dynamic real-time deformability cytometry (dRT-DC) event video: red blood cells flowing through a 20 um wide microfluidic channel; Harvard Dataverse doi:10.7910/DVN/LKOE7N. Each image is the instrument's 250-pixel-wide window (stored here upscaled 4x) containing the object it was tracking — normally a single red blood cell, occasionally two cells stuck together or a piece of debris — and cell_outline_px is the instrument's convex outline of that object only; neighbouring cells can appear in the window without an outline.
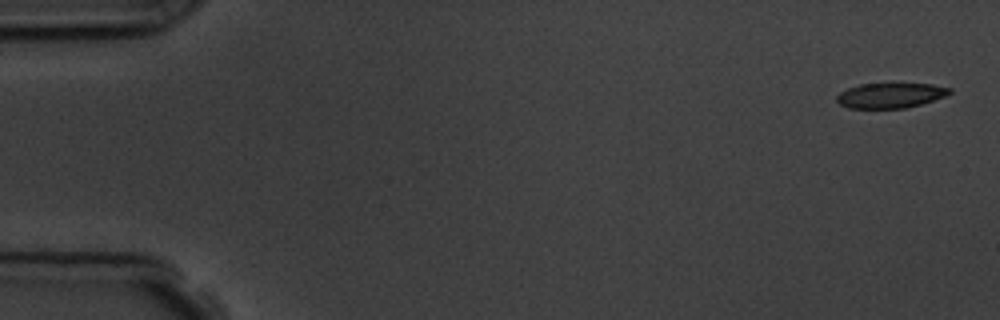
{"species": "common noctule bat (a hibernating species)", "species_latin": "Nyctalus noctula", "temperature_condition": "room temperature", "stored_images_in_passage": 5, "camera_frame_rate_fps": 3000, "um_per_image_px": 0.085, "animal": {"sex": "male", "body_mass_g": 19.5, "forearm_length_mm": 54.6}, "frame": {"image": 1, "passage_image": 1, "time_ms": 0.0, "image_size_px": [1000, 320], "cell_outline_px": [[952, 92], [944, 96], [920, 104], [904, 108], [848, 108], [840, 104], [836, 100], [836, 96], [840, 92], [848, 88], [860, 84], [932, 84], [952, 88]], "centroid_in_image_um": [75.67, 8.11], "position_along_channel_um": 9.3, "area_um2": 16.3}}
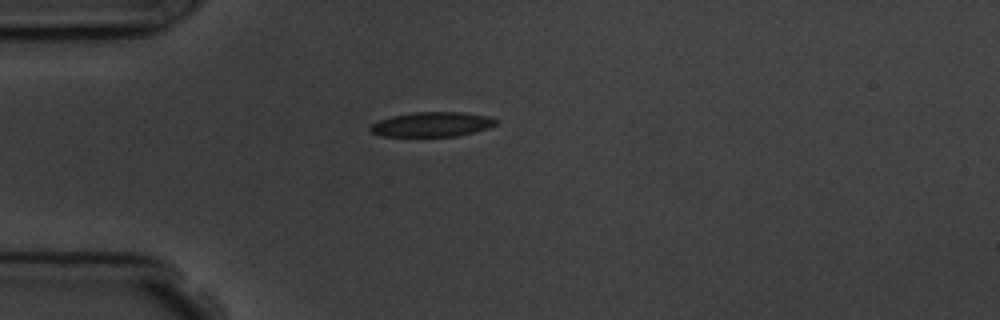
{"frame": {"image": 2, "passage_image": 5, "time_ms": 4.333, "image_size_px": [1000, 320], "cell_outline_px": [[496, 124], [488, 128], [456, 136], [380, 136], [372, 132], [368, 128], [372, 124], [380, 120], [392, 116], [412, 112], [464, 112], [488, 116], [496, 120]], "centroid_in_image_um": [36.69, 10.56], "position_along_channel_um": 48.3, "area_um2": 17.92}}